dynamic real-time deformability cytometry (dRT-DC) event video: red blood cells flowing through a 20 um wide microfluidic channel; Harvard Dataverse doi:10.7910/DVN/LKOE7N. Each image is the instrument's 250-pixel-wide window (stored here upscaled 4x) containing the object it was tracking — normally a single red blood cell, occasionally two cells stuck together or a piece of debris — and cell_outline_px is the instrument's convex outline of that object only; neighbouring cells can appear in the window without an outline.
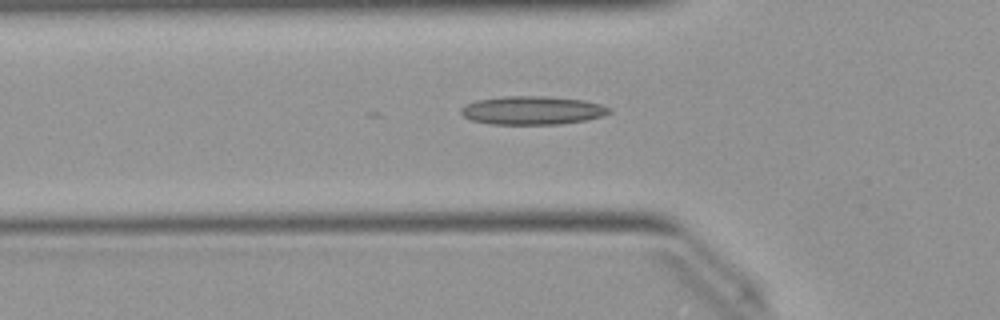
{"species": "Egyptian fruit bat (a non-hibernating species)", "species_latin": "Rousettus aegyptiacus", "temperature_condition": "warm", "stored_images_in_passage": 40, "camera_frame_rate_fps": 3000, "um_per_image_px": 0.085, "animal": {"sex": "female"}, "frame": {"image": 1, "passage_image": 11, "time_ms": 3.333, "image_size_px": [1000, 320], "cell_outline_px": [[612, 112], [604, 116], [588, 120], [560, 124], [492, 124], [472, 120], [464, 116], [460, 112], [460, 108], [464, 104], [476, 100], [504, 96], [548, 96], [584, 100], [600, 104], [612, 108]], "centroid_in_image_um": [45.28, 9.38], "position_along_channel_um": 80.5, "area_um2": 24.85}}
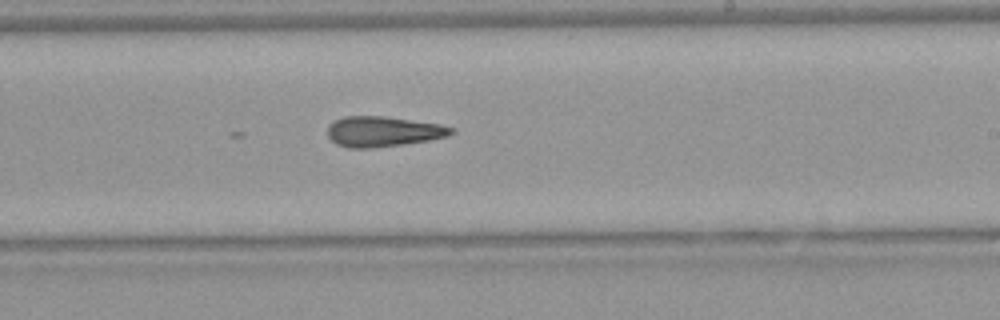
{"frame": {"image": 2, "passage_image": 24, "time_ms": 7.667, "image_size_px": [1000, 320], "cell_outline_px": [[456, 132], [448, 136], [428, 140], [404, 144], [372, 148], [348, 148], [336, 144], [328, 136], [328, 124], [344, 116], [384, 116], [440, 124], [456, 128]], "centroid_in_image_um": [32.58, 11.18], "position_along_channel_um": 256.4, "area_um2": 21.96}}
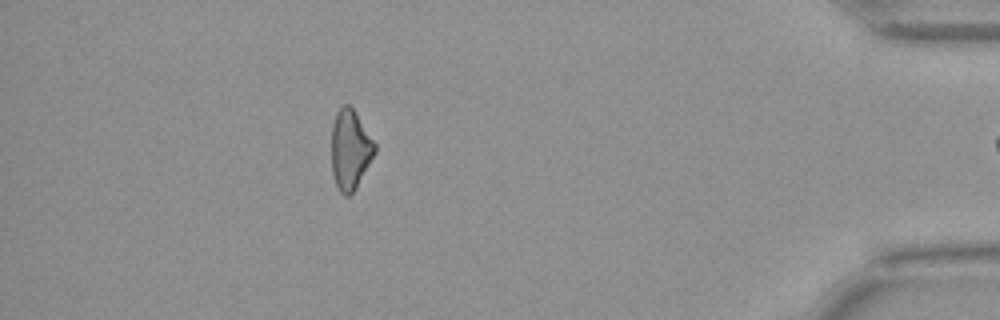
{"frame": {"image": 3, "passage_image": 39, "time_ms": 12.667, "image_size_px": [1000, 320], "cell_outline_px": [[376, 152], [356, 188], [348, 196], [344, 196], [340, 192], [336, 184], [332, 172], [332, 124], [336, 112], [344, 104], [348, 104], [352, 108], [376, 144]], "centroid_in_image_um": [29.76, 12.73], "position_along_channel_um": 405.4, "area_um2": 19.94}}